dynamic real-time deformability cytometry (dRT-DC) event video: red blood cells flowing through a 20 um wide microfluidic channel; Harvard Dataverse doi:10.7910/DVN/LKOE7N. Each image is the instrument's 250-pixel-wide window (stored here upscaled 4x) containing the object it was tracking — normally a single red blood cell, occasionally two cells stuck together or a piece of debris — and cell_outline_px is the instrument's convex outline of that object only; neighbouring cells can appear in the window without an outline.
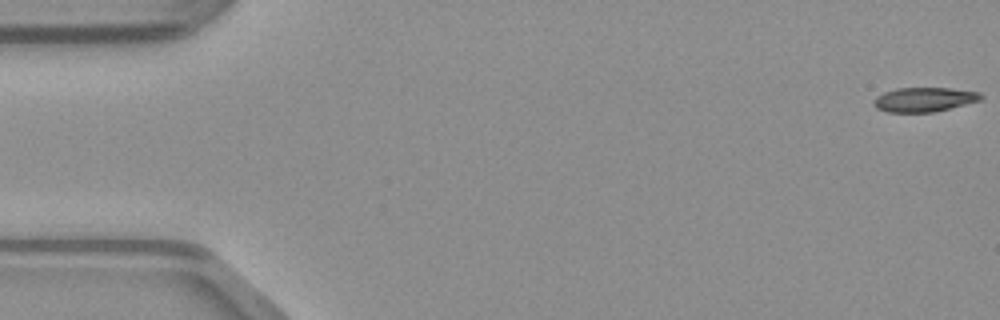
{"species": "common noctule bat (a hibernating species)", "species_latin": "Nyctalus noctula", "temperature_condition": "warm", "stored_images_in_passage": 49, "camera_frame_rate_fps": 3000, "um_per_image_px": 0.085, "animal": {"sex": "male", "body_mass_g": 23.1, "forearm_length_mm": 52.7}, "frame": {"image": 1, "passage_image": 1, "time_ms": 0.0, "image_size_px": [1000, 320], "cell_outline_px": [[984, 96], [980, 100], [936, 112], [888, 112], [876, 108], [872, 104], [872, 100], [876, 96], [884, 92], [896, 88], [952, 88], [980, 92]], "centroid_in_image_um": [78.53, 8.46], "position_along_channel_um": 6.5, "area_um2": 15.37}}
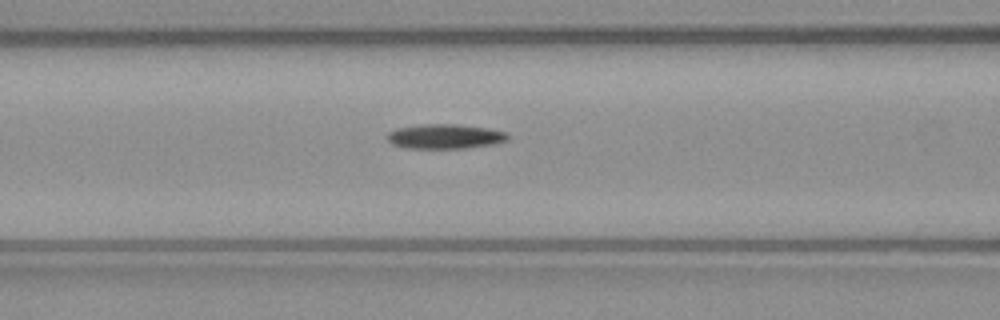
{"frame": {"image": 2, "passage_image": 20, "time_ms": 6.333, "image_size_px": [1000, 320], "cell_outline_px": [[508, 140], [496, 144], [464, 148], [404, 148], [392, 144], [388, 140], [388, 132], [396, 128], [420, 124], [460, 124], [488, 128], [508, 132]], "centroid_in_image_um": [37.84, 11.59], "position_along_channel_um": 128.8, "area_um2": 17.51}}
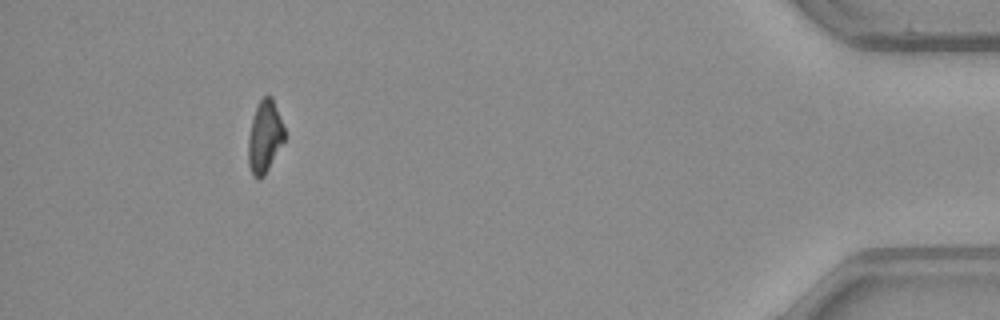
{"frame": {"image": 3, "passage_image": 45, "time_ms": 14.667, "image_size_px": [1000, 320], "cell_outline_px": [[284, 140], [264, 176], [256, 180], [252, 176], [248, 164], [248, 136], [252, 120], [256, 108], [260, 100], [264, 96], [272, 96], [284, 128]], "centroid_in_image_um": [22.47, 11.66], "position_along_channel_um": 412.7, "area_um2": 15.09}}